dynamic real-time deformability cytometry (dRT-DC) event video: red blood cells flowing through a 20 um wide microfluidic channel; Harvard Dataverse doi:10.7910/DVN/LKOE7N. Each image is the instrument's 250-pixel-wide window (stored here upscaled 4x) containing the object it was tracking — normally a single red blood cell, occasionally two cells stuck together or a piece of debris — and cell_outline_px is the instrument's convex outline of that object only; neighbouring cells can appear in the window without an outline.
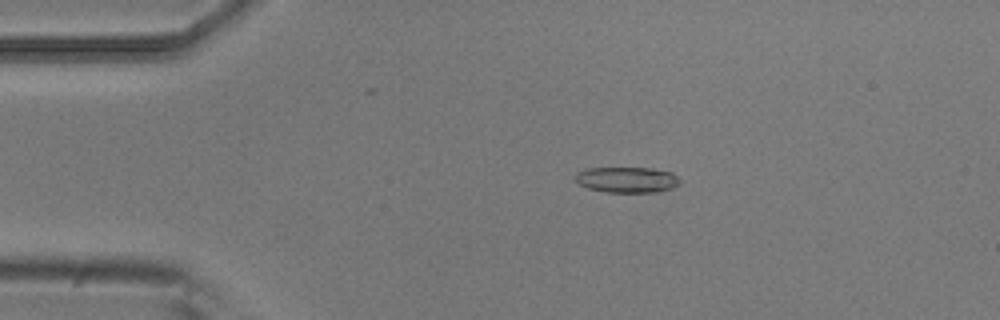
{"species": "common noctule bat (a hibernating species)", "species_latin": "Nyctalus noctula", "temperature_condition": "room temperature", "stored_images_in_passage": 7, "camera_frame_rate_fps": 3000, "um_per_image_px": 0.085, "animal": {"sex": "male", "body_mass_g": 20.5, "forearm_length_mm": 52.5}, "frame": {"image": 1, "passage_image": 4, "time_ms": 1.0, "image_size_px": [1000, 320], "cell_outline_px": [[680, 184], [672, 188], [660, 192], [608, 192], [588, 188], [580, 184], [576, 180], [576, 172], [588, 168], [648, 168], [672, 172], [680, 180]], "centroid_in_image_um": [53.32, 15.28], "position_along_channel_um": 31.7, "area_um2": 15.61}}
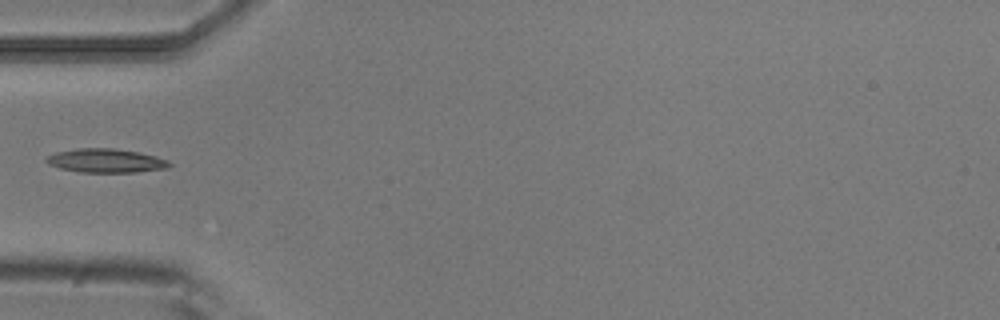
{"frame": {"image": 2, "passage_image": 6, "time_ms": 1.667, "image_size_px": [1000, 320], "cell_outline_px": [[172, 164], [168, 168], [136, 172], [80, 172], [60, 168], [48, 164], [44, 160], [48, 156], [56, 152], [80, 148], [112, 148], [136, 152], [156, 156], [168, 160]], "centroid_in_image_um": [9.0, 13.66], "position_along_channel_um": 76.0, "area_um2": 16.99}}
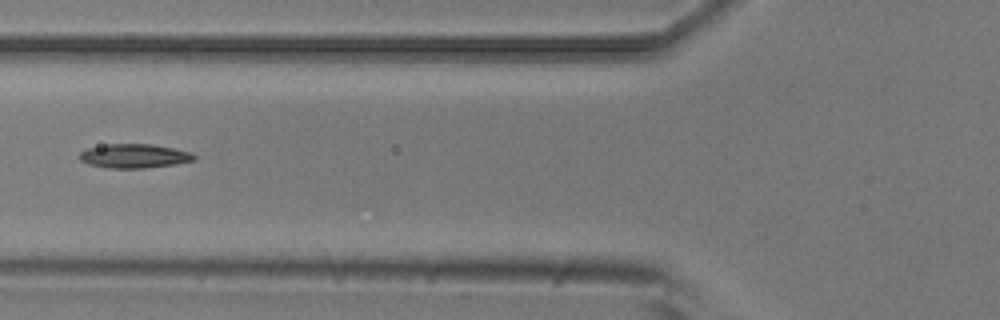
{"frame": {"image": 3, "passage_image": 7, "time_ms": 2.0, "image_size_px": [1000, 320], "cell_outline_px": [[196, 160], [176, 164], [144, 168], [108, 168], [88, 164], [80, 160], [80, 152], [88, 148], [108, 144], [152, 144], [172, 148], [188, 152], [196, 156]], "centroid_in_image_um": [11.4, 13.26], "position_along_channel_um": 114.4, "area_um2": 15.95}}